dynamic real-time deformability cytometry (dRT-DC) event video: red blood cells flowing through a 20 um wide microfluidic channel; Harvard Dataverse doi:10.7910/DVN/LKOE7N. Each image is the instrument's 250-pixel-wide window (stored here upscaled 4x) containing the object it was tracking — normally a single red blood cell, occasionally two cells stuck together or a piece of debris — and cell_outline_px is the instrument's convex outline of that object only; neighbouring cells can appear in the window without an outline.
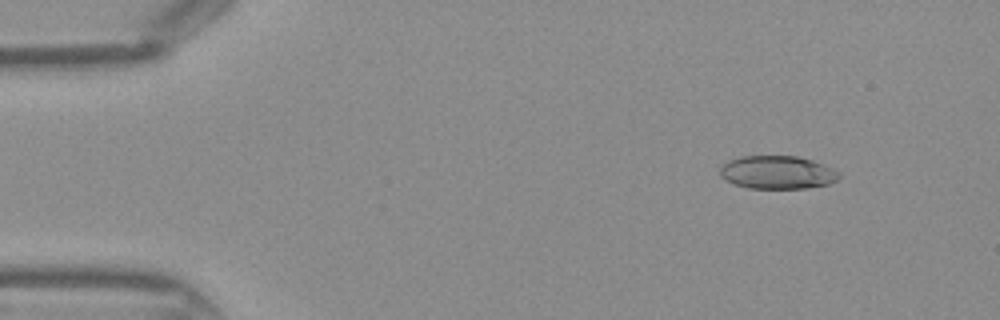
{"species": "Egyptian fruit bat (a non-hibernating species)", "species_latin": "Rousettus aegyptiacus", "temperature_condition": "warm", "stored_images_in_passage": 42, "camera_frame_rate_fps": 3000, "um_per_image_px": 0.085, "frame": {"image": 1, "passage_image": 3, "time_ms": 0.667, "image_size_px": [1000, 320], "cell_outline_px": [[840, 176], [836, 180], [828, 184], [804, 188], [748, 188], [732, 184], [720, 176], [720, 168], [728, 160], [740, 156], [796, 156], [812, 160], [824, 164], [840, 172]], "centroid_in_image_um": [66.06, 14.65], "position_along_channel_um": 18.9, "area_um2": 23.06}}
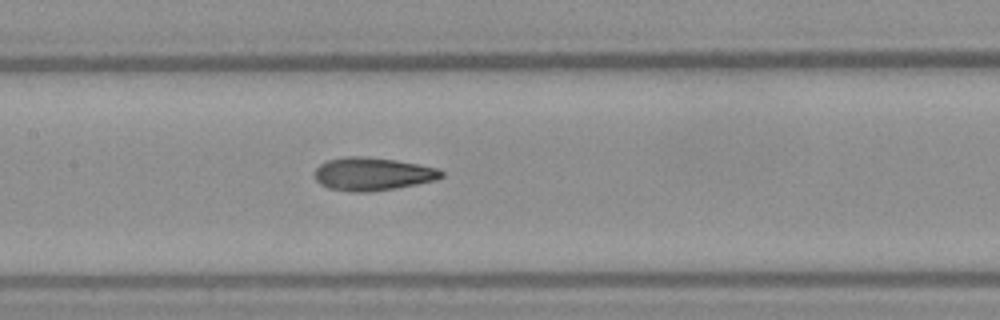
{"frame": {"image": 2, "passage_image": 19, "time_ms": 6.0, "image_size_px": [1000, 320], "cell_outline_px": [[444, 176], [436, 180], [396, 188], [368, 192], [352, 192], [328, 188], [320, 184], [316, 180], [316, 168], [320, 164], [328, 160], [344, 156], [364, 156], [396, 160], [436, 168], [444, 172]], "centroid_in_image_um": [31.66, 14.79], "position_along_channel_um": 175.7, "area_um2": 24.33}}
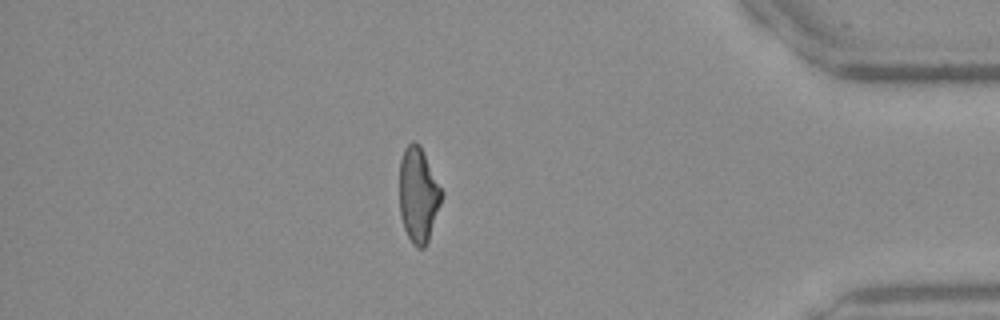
{"frame": {"image": 3, "passage_image": 36, "time_ms": 11.667, "image_size_px": [1000, 320], "cell_outline_px": [[444, 196], [428, 240], [424, 248], [416, 248], [412, 244], [404, 228], [400, 216], [400, 160], [404, 148], [412, 140], [416, 140], [420, 144], [444, 192]], "centroid_in_image_um": [35.57, 16.54], "position_along_channel_um": 399.6, "area_um2": 23.7}}